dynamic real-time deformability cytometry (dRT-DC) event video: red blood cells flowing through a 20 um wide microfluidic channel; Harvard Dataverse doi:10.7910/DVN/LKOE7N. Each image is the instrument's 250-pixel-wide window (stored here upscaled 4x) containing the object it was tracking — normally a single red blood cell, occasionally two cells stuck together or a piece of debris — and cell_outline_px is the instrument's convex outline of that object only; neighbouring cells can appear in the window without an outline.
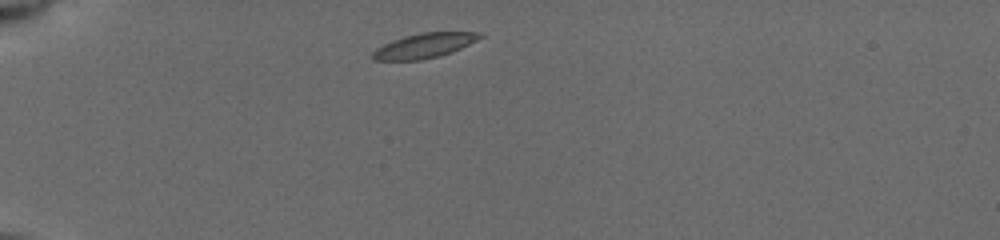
{"species": "common noctule bat (a hibernating species)", "species_latin": "Nyctalus noctula", "temperature_condition": "cold", "stored_images_in_passage": 9, "camera_frame_rate_fps": 3000, "um_per_image_px": 0.085, "animal": {"sex": "female", "body_mass_g": 19.5, "forearm_length_mm": 54.1}, "frame": {"image": 1, "passage_image": 1, "time_ms": 0.0, "image_size_px": [1000, 240], "cell_outline_px": [[484, 36], [452, 52], [440, 56], [420, 60], [372, 60], [368, 56], [376, 48], [392, 40], [404, 36], [420, 32], [484, 32]], "centroid_in_image_um": [36.03, 3.88], "position_along_channel_um": 49.0, "area_um2": 15.61}}
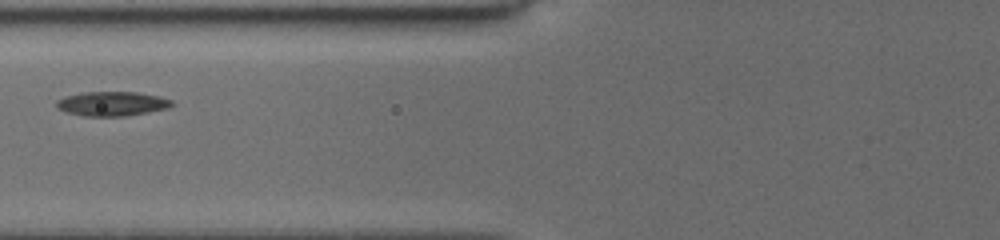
{"frame": {"image": 2, "passage_image": 6, "time_ms": 2.667, "image_size_px": [1000, 240], "cell_outline_px": [[176, 104], [168, 108], [124, 116], [84, 116], [64, 112], [56, 108], [56, 100], [64, 96], [80, 92], [136, 92], [160, 96], [172, 100]], "centroid_in_image_um": [9.49, 8.81], "position_along_channel_um": 116.3, "area_um2": 16.59}}
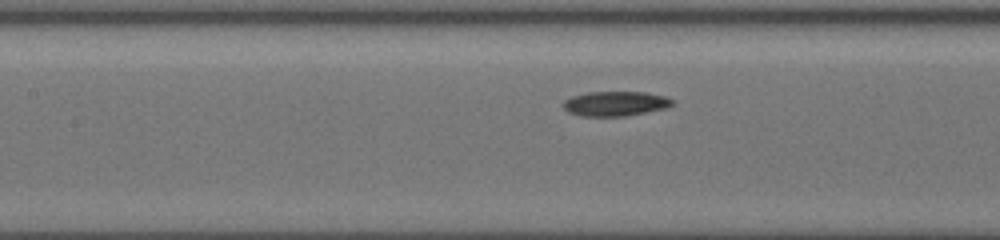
{"frame": {"image": 3, "passage_image": 8, "time_ms": 3.667, "image_size_px": [1000, 240], "cell_outline_px": [[676, 104], [668, 108], [628, 116], [580, 116], [568, 112], [560, 104], [564, 100], [572, 96], [588, 92], [644, 92], [664, 96], [676, 100]], "centroid_in_image_um": [52.34, 8.81], "position_along_channel_um": 155.1, "area_um2": 16.07}}